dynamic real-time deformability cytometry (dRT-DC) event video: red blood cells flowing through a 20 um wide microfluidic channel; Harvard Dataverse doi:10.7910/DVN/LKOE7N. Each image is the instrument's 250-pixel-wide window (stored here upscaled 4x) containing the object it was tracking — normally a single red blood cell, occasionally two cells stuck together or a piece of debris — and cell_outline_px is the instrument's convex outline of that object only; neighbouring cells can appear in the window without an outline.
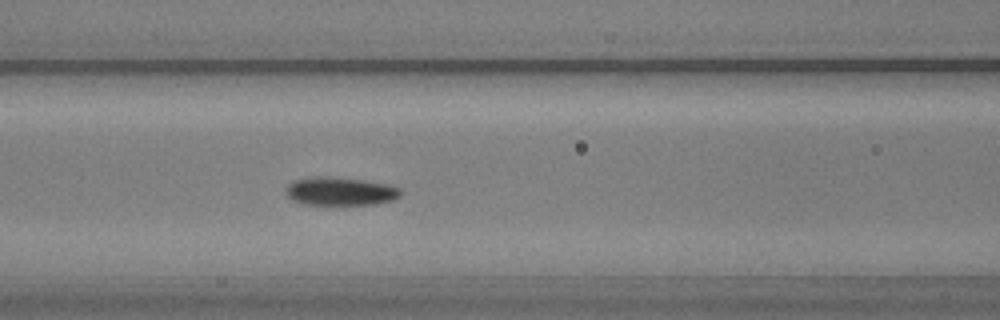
{"species": "common noctule bat (a hibernating species)", "species_latin": "Nyctalus noctula", "temperature_condition": "warm", "stored_images_in_passage": 17, "camera_frame_rate_fps": 3000, "um_per_image_px": 0.085, "animal": {"sex": "male", "body_mass_g": 20.5, "forearm_length_mm": 52.5}, "frame": {"image": 1, "passage_image": 7, "time_ms": 2.0, "image_size_px": [1000, 320], "cell_outline_px": [[404, 192], [400, 196], [392, 200], [376, 204], [304, 204], [292, 200], [288, 196], [284, 188], [288, 184], [296, 180], [316, 176], [328, 176], [364, 180], [388, 184], [400, 188]], "centroid_in_image_um": [28.94, 16.25], "position_along_channel_um": 137.7, "area_um2": 18.96}}
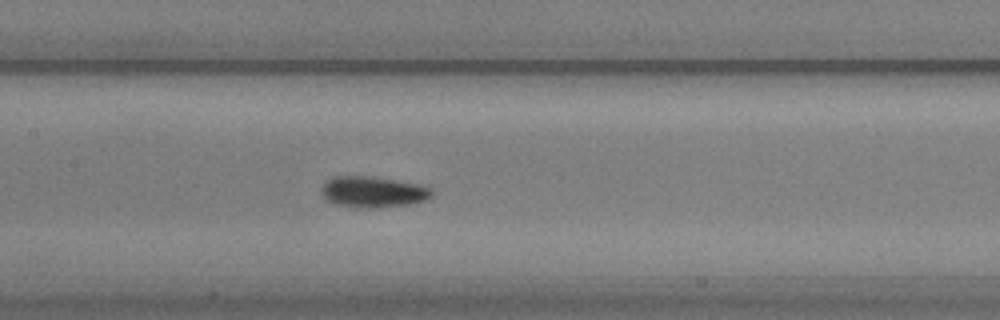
{"frame": {"image": 2, "passage_image": 10, "time_ms": 3.0, "image_size_px": [1000, 320], "cell_outline_px": [[432, 196], [424, 200], [408, 204], [372, 208], [356, 208], [332, 204], [324, 200], [320, 192], [320, 188], [332, 176], [368, 176], [396, 180], [416, 184], [432, 188]], "centroid_in_image_um": [31.62, 16.32], "position_along_channel_um": 175.8, "area_um2": 20.11}}